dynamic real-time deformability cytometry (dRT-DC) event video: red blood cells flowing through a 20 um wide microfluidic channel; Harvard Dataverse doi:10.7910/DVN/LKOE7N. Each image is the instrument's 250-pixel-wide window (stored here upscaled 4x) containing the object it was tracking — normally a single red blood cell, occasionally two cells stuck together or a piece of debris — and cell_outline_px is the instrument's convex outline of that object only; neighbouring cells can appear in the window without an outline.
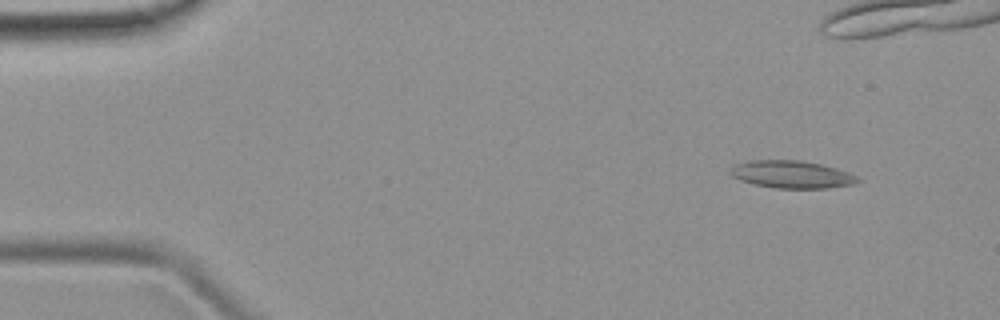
{"species": "common noctule bat (a hibernating species)", "species_latin": "Nyctalus noctula", "temperature_condition": "room temperature", "stored_images_in_passage": 5, "camera_frame_rate_fps": 3000, "um_per_image_px": 0.085, "animal": {"sex": "female", "body_mass_g": 19.9}, "frame": {"image": 1, "passage_image": 1, "time_ms": 0.0, "image_size_px": [1000, 320], "cell_outline_px": [[860, 180], [852, 184], [828, 188], [776, 188], [756, 184], [740, 180], [732, 176], [728, 172], [736, 164], [748, 160], [800, 160], [820, 164], [836, 168], [848, 172], [856, 176]], "centroid_in_image_um": [67.27, 14.82], "position_along_channel_um": 17.7, "area_um2": 20.23}}